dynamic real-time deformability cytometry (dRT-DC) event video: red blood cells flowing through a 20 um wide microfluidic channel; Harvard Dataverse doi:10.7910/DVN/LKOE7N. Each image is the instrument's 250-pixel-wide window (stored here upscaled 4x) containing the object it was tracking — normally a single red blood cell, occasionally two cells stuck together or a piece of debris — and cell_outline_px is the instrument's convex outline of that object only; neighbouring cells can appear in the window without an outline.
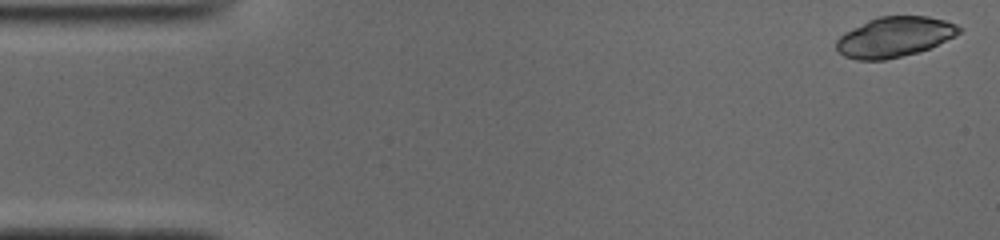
{"species": "common noctule bat (a hibernating species)", "species_latin": "Nyctalus noctula", "temperature_condition": "cold", "stored_images_in_passage": 40, "camera_frame_rate_fps": 3000, "um_per_image_px": 0.085, "animal": {"sex": "male", "body_mass_g": 19.0, "forearm_length_mm": 50.8}, "frame": {"image": 1, "passage_image": 1, "time_ms": 0.0, "image_size_px": [1000, 240], "cell_outline_px": [[964, 28], [960, 32], [928, 48], [916, 52], [884, 60], [856, 60], [844, 56], [836, 48], [836, 40], [844, 32], [868, 20], [880, 16], [928, 16], [944, 20], [956, 24]], "centroid_in_image_um": [75.99, 3.13], "position_along_channel_um": 9.0, "area_um2": 28.38}}